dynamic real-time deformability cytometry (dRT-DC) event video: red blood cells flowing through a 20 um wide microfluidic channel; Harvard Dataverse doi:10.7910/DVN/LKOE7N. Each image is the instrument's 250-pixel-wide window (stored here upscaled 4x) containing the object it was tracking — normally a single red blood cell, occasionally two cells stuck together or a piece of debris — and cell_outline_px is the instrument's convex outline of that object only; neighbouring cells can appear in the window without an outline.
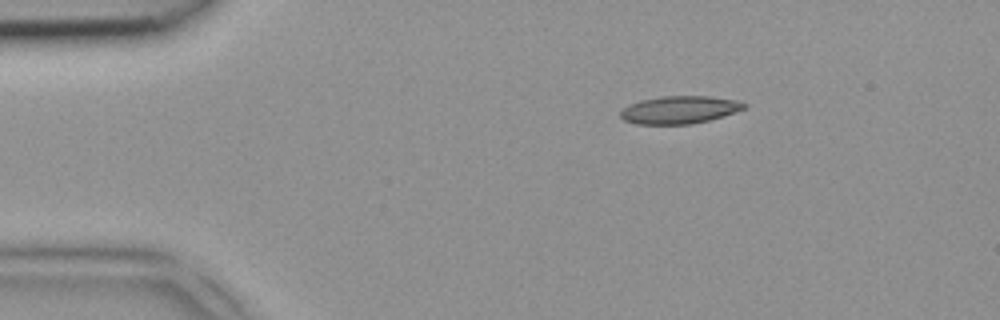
{"species": "common noctule bat (a hibernating species)", "species_latin": "Nyctalus noctula", "temperature_condition": "room temperature", "stored_images_in_passage": 5, "camera_frame_rate_fps": 3000, "um_per_image_px": 0.085, "animal": {"sex": "female", "body_mass_g": 18.4}, "frame": {"image": 1, "passage_image": 1, "time_ms": 0.0, "image_size_px": [1000, 320], "cell_outline_px": [[748, 104], [744, 108], [724, 116], [692, 124], [636, 124], [624, 120], [620, 116], [620, 112], [628, 104], [640, 100], [660, 96], [708, 96], [736, 100]], "centroid_in_image_um": [57.73, 9.33], "position_along_channel_um": 27.3, "area_um2": 19.94}}
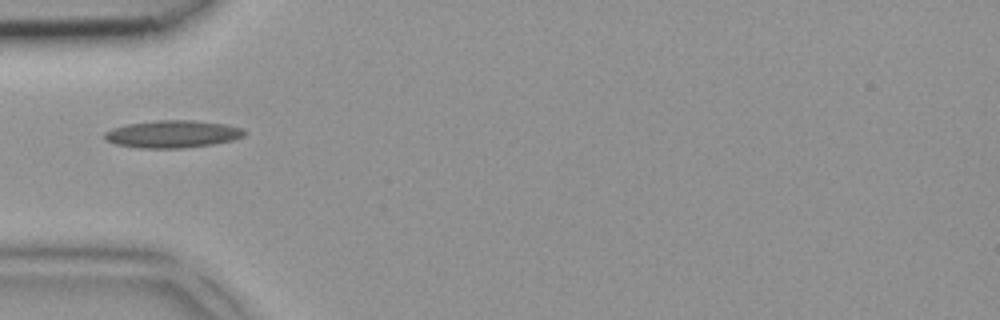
{"frame": {"image": 2, "passage_image": 3, "time_ms": 0.667, "image_size_px": [1000, 320], "cell_outline_px": [[248, 132], [244, 136], [232, 140], [212, 144], [184, 148], [140, 148], [116, 144], [104, 140], [104, 132], [112, 128], [128, 124], [156, 120], [192, 120], [224, 124], [244, 128]], "centroid_in_image_um": [14.67, 11.39], "position_along_channel_um": 70.3, "area_um2": 22.43}}